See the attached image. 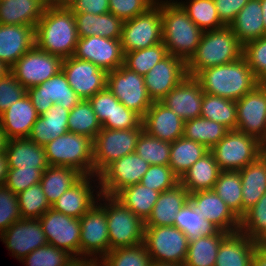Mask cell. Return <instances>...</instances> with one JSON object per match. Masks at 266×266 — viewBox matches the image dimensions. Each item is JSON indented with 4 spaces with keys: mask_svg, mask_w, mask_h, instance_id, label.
Masks as SVG:
<instances>
[{
    "mask_svg": "<svg viewBox=\"0 0 266 266\" xmlns=\"http://www.w3.org/2000/svg\"><path fill=\"white\" fill-rule=\"evenodd\" d=\"M49 5H52L56 0H45Z\"/></svg>",
    "mask_w": 266,
    "mask_h": 266,
    "instance_id": "cell-73",
    "label": "cell"
},
{
    "mask_svg": "<svg viewBox=\"0 0 266 266\" xmlns=\"http://www.w3.org/2000/svg\"><path fill=\"white\" fill-rule=\"evenodd\" d=\"M239 231L260 245H266V193L240 219Z\"/></svg>",
    "mask_w": 266,
    "mask_h": 266,
    "instance_id": "cell-48",
    "label": "cell"
},
{
    "mask_svg": "<svg viewBox=\"0 0 266 266\" xmlns=\"http://www.w3.org/2000/svg\"><path fill=\"white\" fill-rule=\"evenodd\" d=\"M167 55L166 46L161 42L149 48L124 53L123 65L144 76Z\"/></svg>",
    "mask_w": 266,
    "mask_h": 266,
    "instance_id": "cell-49",
    "label": "cell"
},
{
    "mask_svg": "<svg viewBox=\"0 0 266 266\" xmlns=\"http://www.w3.org/2000/svg\"><path fill=\"white\" fill-rule=\"evenodd\" d=\"M186 76V62L168 54L144 75V83L152 101H161Z\"/></svg>",
    "mask_w": 266,
    "mask_h": 266,
    "instance_id": "cell-22",
    "label": "cell"
},
{
    "mask_svg": "<svg viewBox=\"0 0 266 266\" xmlns=\"http://www.w3.org/2000/svg\"><path fill=\"white\" fill-rule=\"evenodd\" d=\"M67 266H96L94 261L83 259V258H75L71 263Z\"/></svg>",
    "mask_w": 266,
    "mask_h": 266,
    "instance_id": "cell-65",
    "label": "cell"
},
{
    "mask_svg": "<svg viewBox=\"0 0 266 266\" xmlns=\"http://www.w3.org/2000/svg\"><path fill=\"white\" fill-rule=\"evenodd\" d=\"M100 194L98 176L83 175L53 203L51 208L67 216L80 219L95 203H97Z\"/></svg>",
    "mask_w": 266,
    "mask_h": 266,
    "instance_id": "cell-20",
    "label": "cell"
},
{
    "mask_svg": "<svg viewBox=\"0 0 266 266\" xmlns=\"http://www.w3.org/2000/svg\"><path fill=\"white\" fill-rule=\"evenodd\" d=\"M242 53L243 45L230 26L205 31L195 53L186 62L187 76L195 77L206 68L234 62Z\"/></svg>",
    "mask_w": 266,
    "mask_h": 266,
    "instance_id": "cell-4",
    "label": "cell"
},
{
    "mask_svg": "<svg viewBox=\"0 0 266 266\" xmlns=\"http://www.w3.org/2000/svg\"><path fill=\"white\" fill-rule=\"evenodd\" d=\"M220 172L213 153L209 150L182 175L180 184L189 194L213 190Z\"/></svg>",
    "mask_w": 266,
    "mask_h": 266,
    "instance_id": "cell-34",
    "label": "cell"
},
{
    "mask_svg": "<svg viewBox=\"0 0 266 266\" xmlns=\"http://www.w3.org/2000/svg\"><path fill=\"white\" fill-rule=\"evenodd\" d=\"M235 102L237 105L236 130L262 142L266 135V85L258 84Z\"/></svg>",
    "mask_w": 266,
    "mask_h": 266,
    "instance_id": "cell-17",
    "label": "cell"
},
{
    "mask_svg": "<svg viewBox=\"0 0 266 266\" xmlns=\"http://www.w3.org/2000/svg\"><path fill=\"white\" fill-rule=\"evenodd\" d=\"M83 175L70 167L48 166L41 177V187L50 206Z\"/></svg>",
    "mask_w": 266,
    "mask_h": 266,
    "instance_id": "cell-37",
    "label": "cell"
},
{
    "mask_svg": "<svg viewBox=\"0 0 266 266\" xmlns=\"http://www.w3.org/2000/svg\"><path fill=\"white\" fill-rule=\"evenodd\" d=\"M44 170L9 168L4 185L17 195L30 186L40 183Z\"/></svg>",
    "mask_w": 266,
    "mask_h": 266,
    "instance_id": "cell-55",
    "label": "cell"
},
{
    "mask_svg": "<svg viewBox=\"0 0 266 266\" xmlns=\"http://www.w3.org/2000/svg\"><path fill=\"white\" fill-rule=\"evenodd\" d=\"M249 1L250 0H214L220 21L225 26H230L240 10Z\"/></svg>",
    "mask_w": 266,
    "mask_h": 266,
    "instance_id": "cell-61",
    "label": "cell"
},
{
    "mask_svg": "<svg viewBox=\"0 0 266 266\" xmlns=\"http://www.w3.org/2000/svg\"><path fill=\"white\" fill-rule=\"evenodd\" d=\"M9 168L46 169L45 148L27 138L7 140L4 149Z\"/></svg>",
    "mask_w": 266,
    "mask_h": 266,
    "instance_id": "cell-29",
    "label": "cell"
},
{
    "mask_svg": "<svg viewBox=\"0 0 266 266\" xmlns=\"http://www.w3.org/2000/svg\"><path fill=\"white\" fill-rule=\"evenodd\" d=\"M12 257L21 261L35 249L48 244L39 219L15 221L0 235Z\"/></svg>",
    "mask_w": 266,
    "mask_h": 266,
    "instance_id": "cell-21",
    "label": "cell"
},
{
    "mask_svg": "<svg viewBox=\"0 0 266 266\" xmlns=\"http://www.w3.org/2000/svg\"><path fill=\"white\" fill-rule=\"evenodd\" d=\"M121 45L123 53L155 46L163 41L161 4L123 22Z\"/></svg>",
    "mask_w": 266,
    "mask_h": 266,
    "instance_id": "cell-10",
    "label": "cell"
},
{
    "mask_svg": "<svg viewBox=\"0 0 266 266\" xmlns=\"http://www.w3.org/2000/svg\"><path fill=\"white\" fill-rule=\"evenodd\" d=\"M203 94L200 83L186 76L160 102L186 121L200 117Z\"/></svg>",
    "mask_w": 266,
    "mask_h": 266,
    "instance_id": "cell-24",
    "label": "cell"
},
{
    "mask_svg": "<svg viewBox=\"0 0 266 266\" xmlns=\"http://www.w3.org/2000/svg\"><path fill=\"white\" fill-rule=\"evenodd\" d=\"M210 151L221 171H240L265 152L256 138L237 130H229Z\"/></svg>",
    "mask_w": 266,
    "mask_h": 266,
    "instance_id": "cell-7",
    "label": "cell"
},
{
    "mask_svg": "<svg viewBox=\"0 0 266 266\" xmlns=\"http://www.w3.org/2000/svg\"><path fill=\"white\" fill-rule=\"evenodd\" d=\"M79 220L80 258L97 264L109 252L106 211L97 202Z\"/></svg>",
    "mask_w": 266,
    "mask_h": 266,
    "instance_id": "cell-12",
    "label": "cell"
},
{
    "mask_svg": "<svg viewBox=\"0 0 266 266\" xmlns=\"http://www.w3.org/2000/svg\"><path fill=\"white\" fill-rule=\"evenodd\" d=\"M88 101L101 125L104 122H113L114 95L108 87L97 92L93 97H90Z\"/></svg>",
    "mask_w": 266,
    "mask_h": 266,
    "instance_id": "cell-60",
    "label": "cell"
},
{
    "mask_svg": "<svg viewBox=\"0 0 266 266\" xmlns=\"http://www.w3.org/2000/svg\"><path fill=\"white\" fill-rule=\"evenodd\" d=\"M21 219H39L51 208L40 183L17 194Z\"/></svg>",
    "mask_w": 266,
    "mask_h": 266,
    "instance_id": "cell-51",
    "label": "cell"
},
{
    "mask_svg": "<svg viewBox=\"0 0 266 266\" xmlns=\"http://www.w3.org/2000/svg\"><path fill=\"white\" fill-rule=\"evenodd\" d=\"M200 116L216 121L228 130L237 129V105L234 100L204 93Z\"/></svg>",
    "mask_w": 266,
    "mask_h": 266,
    "instance_id": "cell-42",
    "label": "cell"
},
{
    "mask_svg": "<svg viewBox=\"0 0 266 266\" xmlns=\"http://www.w3.org/2000/svg\"><path fill=\"white\" fill-rule=\"evenodd\" d=\"M67 122L68 132L87 136L92 140L102 128L90 102L85 99L70 110Z\"/></svg>",
    "mask_w": 266,
    "mask_h": 266,
    "instance_id": "cell-45",
    "label": "cell"
},
{
    "mask_svg": "<svg viewBox=\"0 0 266 266\" xmlns=\"http://www.w3.org/2000/svg\"><path fill=\"white\" fill-rule=\"evenodd\" d=\"M150 266H183L181 264L151 261Z\"/></svg>",
    "mask_w": 266,
    "mask_h": 266,
    "instance_id": "cell-68",
    "label": "cell"
},
{
    "mask_svg": "<svg viewBox=\"0 0 266 266\" xmlns=\"http://www.w3.org/2000/svg\"><path fill=\"white\" fill-rule=\"evenodd\" d=\"M74 16L80 38L97 35L103 38L121 39L123 21L110 12L102 15L74 13Z\"/></svg>",
    "mask_w": 266,
    "mask_h": 266,
    "instance_id": "cell-35",
    "label": "cell"
},
{
    "mask_svg": "<svg viewBox=\"0 0 266 266\" xmlns=\"http://www.w3.org/2000/svg\"><path fill=\"white\" fill-rule=\"evenodd\" d=\"M153 5L149 0H109V12L124 22L146 12Z\"/></svg>",
    "mask_w": 266,
    "mask_h": 266,
    "instance_id": "cell-59",
    "label": "cell"
},
{
    "mask_svg": "<svg viewBox=\"0 0 266 266\" xmlns=\"http://www.w3.org/2000/svg\"><path fill=\"white\" fill-rule=\"evenodd\" d=\"M48 5L45 0H0V24L36 28Z\"/></svg>",
    "mask_w": 266,
    "mask_h": 266,
    "instance_id": "cell-30",
    "label": "cell"
},
{
    "mask_svg": "<svg viewBox=\"0 0 266 266\" xmlns=\"http://www.w3.org/2000/svg\"><path fill=\"white\" fill-rule=\"evenodd\" d=\"M178 1L161 4L162 42L168 54L187 62L195 53L203 31L189 18Z\"/></svg>",
    "mask_w": 266,
    "mask_h": 266,
    "instance_id": "cell-3",
    "label": "cell"
},
{
    "mask_svg": "<svg viewBox=\"0 0 266 266\" xmlns=\"http://www.w3.org/2000/svg\"><path fill=\"white\" fill-rule=\"evenodd\" d=\"M208 151L204 145L182 136L171 142L169 167L181 178Z\"/></svg>",
    "mask_w": 266,
    "mask_h": 266,
    "instance_id": "cell-40",
    "label": "cell"
},
{
    "mask_svg": "<svg viewBox=\"0 0 266 266\" xmlns=\"http://www.w3.org/2000/svg\"><path fill=\"white\" fill-rule=\"evenodd\" d=\"M261 146L266 151V135H265V139L261 142Z\"/></svg>",
    "mask_w": 266,
    "mask_h": 266,
    "instance_id": "cell-72",
    "label": "cell"
},
{
    "mask_svg": "<svg viewBox=\"0 0 266 266\" xmlns=\"http://www.w3.org/2000/svg\"><path fill=\"white\" fill-rule=\"evenodd\" d=\"M242 56L253 71L256 82L266 85V35L245 43Z\"/></svg>",
    "mask_w": 266,
    "mask_h": 266,
    "instance_id": "cell-53",
    "label": "cell"
},
{
    "mask_svg": "<svg viewBox=\"0 0 266 266\" xmlns=\"http://www.w3.org/2000/svg\"><path fill=\"white\" fill-rule=\"evenodd\" d=\"M8 170L7 155L5 151H0V185H4Z\"/></svg>",
    "mask_w": 266,
    "mask_h": 266,
    "instance_id": "cell-64",
    "label": "cell"
},
{
    "mask_svg": "<svg viewBox=\"0 0 266 266\" xmlns=\"http://www.w3.org/2000/svg\"><path fill=\"white\" fill-rule=\"evenodd\" d=\"M142 117L135 111L126 108L114 96L113 122H104L101 127L114 130L137 128L142 124Z\"/></svg>",
    "mask_w": 266,
    "mask_h": 266,
    "instance_id": "cell-57",
    "label": "cell"
},
{
    "mask_svg": "<svg viewBox=\"0 0 266 266\" xmlns=\"http://www.w3.org/2000/svg\"><path fill=\"white\" fill-rule=\"evenodd\" d=\"M6 143H7V138L0 123V151H4Z\"/></svg>",
    "mask_w": 266,
    "mask_h": 266,
    "instance_id": "cell-66",
    "label": "cell"
},
{
    "mask_svg": "<svg viewBox=\"0 0 266 266\" xmlns=\"http://www.w3.org/2000/svg\"><path fill=\"white\" fill-rule=\"evenodd\" d=\"M39 117L27 94L0 115V123L7 140L27 138Z\"/></svg>",
    "mask_w": 266,
    "mask_h": 266,
    "instance_id": "cell-27",
    "label": "cell"
},
{
    "mask_svg": "<svg viewBox=\"0 0 266 266\" xmlns=\"http://www.w3.org/2000/svg\"><path fill=\"white\" fill-rule=\"evenodd\" d=\"M74 259L68 252L47 244L32 251L21 262L26 266H67Z\"/></svg>",
    "mask_w": 266,
    "mask_h": 266,
    "instance_id": "cell-52",
    "label": "cell"
},
{
    "mask_svg": "<svg viewBox=\"0 0 266 266\" xmlns=\"http://www.w3.org/2000/svg\"><path fill=\"white\" fill-rule=\"evenodd\" d=\"M44 148L49 166L70 167L82 175H94L91 138L67 132L47 143Z\"/></svg>",
    "mask_w": 266,
    "mask_h": 266,
    "instance_id": "cell-6",
    "label": "cell"
},
{
    "mask_svg": "<svg viewBox=\"0 0 266 266\" xmlns=\"http://www.w3.org/2000/svg\"><path fill=\"white\" fill-rule=\"evenodd\" d=\"M74 57L90 61L107 72L118 69L124 62L121 40L97 35L79 37Z\"/></svg>",
    "mask_w": 266,
    "mask_h": 266,
    "instance_id": "cell-19",
    "label": "cell"
},
{
    "mask_svg": "<svg viewBox=\"0 0 266 266\" xmlns=\"http://www.w3.org/2000/svg\"><path fill=\"white\" fill-rule=\"evenodd\" d=\"M143 243L152 261L184 265L189 240L175 226L145 227Z\"/></svg>",
    "mask_w": 266,
    "mask_h": 266,
    "instance_id": "cell-9",
    "label": "cell"
},
{
    "mask_svg": "<svg viewBox=\"0 0 266 266\" xmlns=\"http://www.w3.org/2000/svg\"><path fill=\"white\" fill-rule=\"evenodd\" d=\"M228 131L224 125L200 116L185 121L183 136L211 150Z\"/></svg>",
    "mask_w": 266,
    "mask_h": 266,
    "instance_id": "cell-43",
    "label": "cell"
},
{
    "mask_svg": "<svg viewBox=\"0 0 266 266\" xmlns=\"http://www.w3.org/2000/svg\"><path fill=\"white\" fill-rule=\"evenodd\" d=\"M173 226L180 229L189 241L202 236H212L220 230L211 222L204 219L201 212H198L188 200L176 214Z\"/></svg>",
    "mask_w": 266,
    "mask_h": 266,
    "instance_id": "cell-39",
    "label": "cell"
},
{
    "mask_svg": "<svg viewBox=\"0 0 266 266\" xmlns=\"http://www.w3.org/2000/svg\"><path fill=\"white\" fill-rule=\"evenodd\" d=\"M70 110L53 104L47 112L36 119L28 136L30 140L44 147L47 143L68 132Z\"/></svg>",
    "mask_w": 266,
    "mask_h": 266,
    "instance_id": "cell-31",
    "label": "cell"
},
{
    "mask_svg": "<svg viewBox=\"0 0 266 266\" xmlns=\"http://www.w3.org/2000/svg\"><path fill=\"white\" fill-rule=\"evenodd\" d=\"M186 1V2H185ZM181 0L178 3L187 12L189 18L203 32L219 29L225 25L220 21L214 0Z\"/></svg>",
    "mask_w": 266,
    "mask_h": 266,
    "instance_id": "cell-46",
    "label": "cell"
},
{
    "mask_svg": "<svg viewBox=\"0 0 266 266\" xmlns=\"http://www.w3.org/2000/svg\"><path fill=\"white\" fill-rule=\"evenodd\" d=\"M35 45V28L0 24V61L9 69Z\"/></svg>",
    "mask_w": 266,
    "mask_h": 266,
    "instance_id": "cell-26",
    "label": "cell"
},
{
    "mask_svg": "<svg viewBox=\"0 0 266 266\" xmlns=\"http://www.w3.org/2000/svg\"><path fill=\"white\" fill-rule=\"evenodd\" d=\"M61 70L71 88L81 99L88 100L107 87L108 72L90 61L71 56L63 59Z\"/></svg>",
    "mask_w": 266,
    "mask_h": 266,
    "instance_id": "cell-16",
    "label": "cell"
},
{
    "mask_svg": "<svg viewBox=\"0 0 266 266\" xmlns=\"http://www.w3.org/2000/svg\"><path fill=\"white\" fill-rule=\"evenodd\" d=\"M20 219L17 195L5 185H0V235Z\"/></svg>",
    "mask_w": 266,
    "mask_h": 266,
    "instance_id": "cell-56",
    "label": "cell"
},
{
    "mask_svg": "<svg viewBox=\"0 0 266 266\" xmlns=\"http://www.w3.org/2000/svg\"><path fill=\"white\" fill-rule=\"evenodd\" d=\"M97 202L106 211L109 251L143 243L145 222L139 216L114 196L101 193Z\"/></svg>",
    "mask_w": 266,
    "mask_h": 266,
    "instance_id": "cell-5",
    "label": "cell"
},
{
    "mask_svg": "<svg viewBox=\"0 0 266 266\" xmlns=\"http://www.w3.org/2000/svg\"><path fill=\"white\" fill-rule=\"evenodd\" d=\"M107 87L126 108L135 111L142 118L153 103L148 95L144 76L124 65L108 72Z\"/></svg>",
    "mask_w": 266,
    "mask_h": 266,
    "instance_id": "cell-11",
    "label": "cell"
},
{
    "mask_svg": "<svg viewBox=\"0 0 266 266\" xmlns=\"http://www.w3.org/2000/svg\"><path fill=\"white\" fill-rule=\"evenodd\" d=\"M48 244L80 258V220L50 208L40 218Z\"/></svg>",
    "mask_w": 266,
    "mask_h": 266,
    "instance_id": "cell-15",
    "label": "cell"
},
{
    "mask_svg": "<svg viewBox=\"0 0 266 266\" xmlns=\"http://www.w3.org/2000/svg\"><path fill=\"white\" fill-rule=\"evenodd\" d=\"M149 1H151L154 5H159V4H163L165 2H170L174 0H149Z\"/></svg>",
    "mask_w": 266,
    "mask_h": 266,
    "instance_id": "cell-71",
    "label": "cell"
},
{
    "mask_svg": "<svg viewBox=\"0 0 266 266\" xmlns=\"http://www.w3.org/2000/svg\"><path fill=\"white\" fill-rule=\"evenodd\" d=\"M159 194L160 192L137 183L120 190L114 197L145 222L151 215Z\"/></svg>",
    "mask_w": 266,
    "mask_h": 266,
    "instance_id": "cell-38",
    "label": "cell"
},
{
    "mask_svg": "<svg viewBox=\"0 0 266 266\" xmlns=\"http://www.w3.org/2000/svg\"><path fill=\"white\" fill-rule=\"evenodd\" d=\"M79 36L69 7L48 5L35 28V45L62 59L74 56Z\"/></svg>",
    "mask_w": 266,
    "mask_h": 266,
    "instance_id": "cell-1",
    "label": "cell"
},
{
    "mask_svg": "<svg viewBox=\"0 0 266 266\" xmlns=\"http://www.w3.org/2000/svg\"><path fill=\"white\" fill-rule=\"evenodd\" d=\"M142 123L149 135L171 143L183 136L185 121L160 101H153Z\"/></svg>",
    "mask_w": 266,
    "mask_h": 266,
    "instance_id": "cell-25",
    "label": "cell"
},
{
    "mask_svg": "<svg viewBox=\"0 0 266 266\" xmlns=\"http://www.w3.org/2000/svg\"><path fill=\"white\" fill-rule=\"evenodd\" d=\"M9 72V68L0 61V78Z\"/></svg>",
    "mask_w": 266,
    "mask_h": 266,
    "instance_id": "cell-70",
    "label": "cell"
},
{
    "mask_svg": "<svg viewBox=\"0 0 266 266\" xmlns=\"http://www.w3.org/2000/svg\"><path fill=\"white\" fill-rule=\"evenodd\" d=\"M242 183V217L266 193V151L239 171Z\"/></svg>",
    "mask_w": 266,
    "mask_h": 266,
    "instance_id": "cell-33",
    "label": "cell"
},
{
    "mask_svg": "<svg viewBox=\"0 0 266 266\" xmlns=\"http://www.w3.org/2000/svg\"><path fill=\"white\" fill-rule=\"evenodd\" d=\"M251 266H266V245L257 247Z\"/></svg>",
    "mask_w": 266,
    "mask_h": 266,
    "instance_id": "cell-63",
    "label": "cell"
},
{
    "mask_svg": "<svg viewBox=\"0 0 266 266\" xmlns=\"http://www.w3.org/2000/svg\"><path fill=\"white\" fill-rule=\"evenodd\" d=\"M149 166L136 152L115 160L98 175L100 192L115 196L120 190L140 183Z\"/></svg>",
    "mask_w": 266,
    "mask_h": 266,
    "instance_id": "cell-14",
    "label": "cell"
},
{
    "mask_svg": "<svg viewBox=\"0 0 266 266\" xmlns=\"http://www.w3.org/2000/svg\"><path fill=\"white\" fill-rule=\"evenodd\" d=\"M25 94L26 89L10 71L0 78V115Z\"/></svg>",
    "mask_w": 266,
    "mask_h": 266,
    "instance_id": "cell-58",
    "label": "cell"
},
{
    "mask_svg": "<svg viewBox=\"0 0 266 266\" xmlns=\"http://www.w3.org/2000/svg\"><path fill=\"white\" fill-rule=\"evenodd\" d=\"M140 183L161 193L179 184L180 178L169 165H150Z\"/></svg>",
    "mask_w": 266,
    "mask_h": 266,
    "instance_id": "cell-54",
    "label": "cell"
},
{
    "mask_svg": "<svg viewBox=\"0 0 266 266\" xmlns=\"http://www.w3.org/2000/svg\"><path fill=\"white\" fill-rule=\"evenodd\" d=\"M26 94L39 115L56 103L71 110L82 100L71 88L62 70L44 83L27 89Z\"/></svg>",
    "mask_w": 266,
    "mask_h": 266,
    "instance_id": "cell-18",
    "label": "cell"
},
{
    "mask_svg": "<svg viewBox=\"0 0 266 266\" xmlns=\"http://www.w3.org/2000/svg\"><path fill=\"white\" fill-rule=\"evenodd\" d=\"M69 8L73 13L102 15L109 12V0H75Z\"/></svg>",
    "mask_w": 266,
    "mask_h": 266,
    "instance_id": "cell-62",
    "label": "cell"
},
{
    "mask_svg": "<svg viewBox=\"0 0 266 266\" xmlns=\"http://www.w3.org/2000/svg\"><path fill=\"white\" fill-rule=\"evenodd\" d=\"M231 211L242 218V183L239 171H221L213 188Z\"/></svg>",
    "mask_w": 266,
    "mask_h": 266,
    "instance_id": "cell-44",
    "label": "cell"
},
{
    "mask_svg": "<svg viewBox=\"0 0 266 266\" xmlns=\"http://www.w3.org/2000/svg\"><path fill=\"white\" fill-rule=\"evenodd\" d=\"M262 11L260 0H250L230 24L232 31L242 45L265 36Z\"/></svg>",
    "mask_w": 266,
    "mask_h": 266,
    "instance_id": "cell-36",
    "label": "cell"
},
{
    "mask_svg": "<svg viewBox=\"0 0 266 266\" xmlns=\"http://www.w3.org/2000/svg\"><path fill=\"white\" fill-rule=\"evenodd\" d=\"M204 93L237 101L252 91L258 83L246 59L238 60L200 71L194 77Z\"/></svg>",
    "mask_w": 266,
    "mask_h": 266,
    "instance_id": "cell-2",
    "label": "cell"
},
{
    "mask_svg": "<svg viewBox=\"0 0 266 266\" xmlns=\"http://www.w3.org/2000/svg\"><path fill=\"white\" fill-rule=\"evenodd\" d=\"M75 0H56L52 5L58 7H69Z\"/></svg>",
    "mask_w": 266,
    "mask_h": 266,
    "instance_id": "cell-67",
    "label": "cell"
},
{
    "mask_svg": "<svg viewBox=\"0 0 266 266\" xmlns=\"http://www.w3.org/2000/svg\"><path fill=\"white\" fill-rule=\"evenodd\" d=\"M259 245L240 231L230 233L220 244L215 266H251Z\"/></svg>",
    "mask_w": 266,
    "mask_h": 266,
    "instance_id": "cell-28",
    "label": "cell"
},
{
    "mask_svg": "<svg viewBox=\"0 0 266 266\" xmlns=\"http://www.w3.org/2000/svg\"><path fill=\"white\" fill-rule=\"evenodd\" d=\"M261 6H262V17H263V22L265 25V35H266V0H260Z\"/></svg>",
    "mask_w": 266,
    "mask_h": 266,
    "instance_id": "cell-69",
    "label": "cell"
},
{
    "mask_svg": "<svg viewBox=\"0 0 266 266\" xmlns=\"http://www.w3.org/2000/svg\"><path fill=\"white\" fill-rule=\"evenodd\" d=\"M62 61L60 56L47 53L34 45L9 71L27 90L44 83L61 71Z\"/></svg>",
    "mask_w": 266,
    "mask_h": 266,
    "instance_id": "cell-13",
    "label": "cell"
},
{
    "mask_svg": "<svg viewBox=\"0 0 266 266\" xmlns=\"http://www.w3.org/2000/svg\"><path fill=\"white\" fill-rule=\"evenodd\" d=\"M189 201L203 214L204 219L214 224L220 231L230 234L240 230V219L214 190L189 194Z\"/></svg>",
    "mask_w": 266,
    "mask_h": 266,
    "instance_id": "cell-23",
    "label": "cell"
},
{
    "mask_svg": "<svg viewBox=\"0 0 266 266\" xmlns=\"http://www.w3.org/2000/svg\"><path fill=\"white\" fill-rule=\"evenodd\" d=\"M188 200L189 193L180 183L161 192L145 227L173 226L176 214Z\"/></svg>",
    "mask_w": 266,
    "mask_h": 266,
    "instance_id": "cell-32",
    "label": "cell"
},
{
    "mask_svg": "<svg viewBox=\"0 0 266 266\" xmlns=\"http://www.w3.org/2000/svg\"><path fill=\"white\" fill-rule=\"evenodd\" d=\"M143 131V123L137 128L126 130L101 128L93 140L94 175L98 176L115 160L135 152Z\"/></svg>",
    "mask_w": 266,
    "mask_h": 266,
    "instance_id": "cell-8",
    "label": "cell"
},
{
    "mask_svg": "<svg viewBox=\"0 0 266 266\" xmlns=\"http://www.w3.org/2000/svg\"><path fill=\"white\" fill-rule=\"evenodd\" d=\"M229 233L219 231L212 236H202L189 241L187 257L183 266H215L222 240Z\"/></svg>",
    "mask_w": 266,
    "mask_h": 266,
    "instance_id": "cell-41",
    "label": "cell"
},
{
    "mask_svg": "<svg viewBox=\"0 0 266 266\" xmlns=\"http://www.w3.org/2000/svg\"><path fill=\"white\" fill-rule=\"evenodd\" d=\"M151 256L144 243L109 251L97 266H150Z\"/></svg>",
    "mask_w": 266,
    "mask_h": 266,
    "instance_id": "cell-47",
    "label": "cell"
},
{
    "mask_svg": "<svg viewBox=\"0 0 266 266\" xmlns=\"http://www.w3.org/2000/svg\"><path fill=\"white\" fill-rule=\"evenodd\" d=\"M171 143L160 140L143 131L135 152L150 165H169Z\"/></svg>",
    "mask_w": 266,
    "mask_h": 266,
    "instance_id": "cell-50",
    "label": "cell"
}]
</instances>
